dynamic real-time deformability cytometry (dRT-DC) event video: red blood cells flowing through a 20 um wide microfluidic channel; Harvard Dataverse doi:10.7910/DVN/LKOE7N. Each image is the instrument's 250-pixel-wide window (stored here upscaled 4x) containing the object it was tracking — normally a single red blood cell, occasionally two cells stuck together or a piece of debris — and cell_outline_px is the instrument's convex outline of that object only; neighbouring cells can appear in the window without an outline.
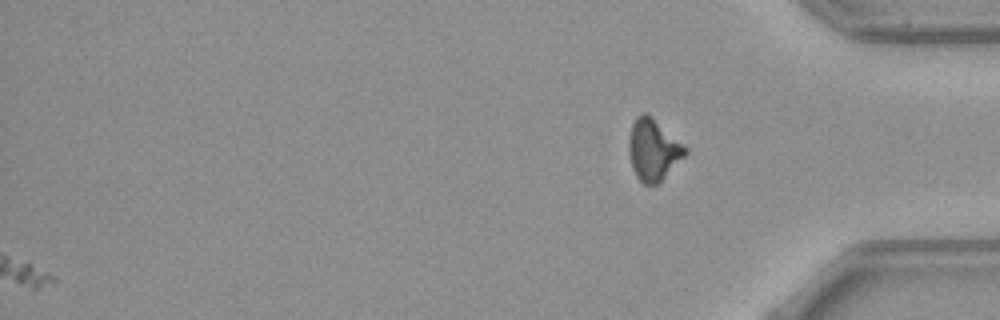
{"species": "common noctule bat (a hibernating species)", "species_latin": "Nyctalus noctula", "temperature_condition": "warm", "stored_images_in_passage": 42, "segment_of_instrument_passage": [2, 2], "camera_frame_rate_fps": 3000, "um_per_image_px": 0.085, "animal": {"sex": "female", "body_mass_g": 21.9}, "frame": {"image": 1, "passage_image": 42, "time_ms": 13.667, "image_size_px": [1000, 320], "cell_outline_px": [[688, 152], [656, 184], [644, 184], [636, 176], [632, 168], [628, 148], [628, 144], [632, 124], [636, 116], [644, 112], [648, 112], [688, 148]], "centroid_in_image_um": [55.51, 12.68], "position_along_channel_um": 379.7, "area_um2": 20.0}}